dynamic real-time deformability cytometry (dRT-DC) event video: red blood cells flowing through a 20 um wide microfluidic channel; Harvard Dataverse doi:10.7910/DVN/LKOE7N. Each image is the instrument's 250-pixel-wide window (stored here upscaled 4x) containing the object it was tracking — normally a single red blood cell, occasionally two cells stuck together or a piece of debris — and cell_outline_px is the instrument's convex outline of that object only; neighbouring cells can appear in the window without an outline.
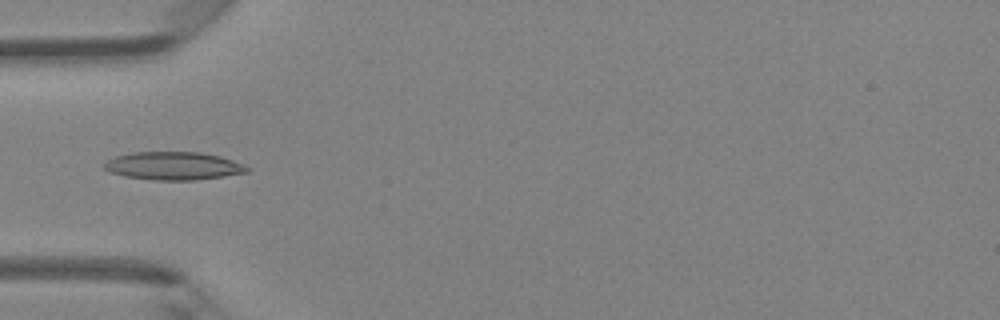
{"species": "Egyptian fruit bat (a non-hibernating species)", "species_latin": "Rousettus aegyptiacus", "temperature_condition": "room temperature", "stored_images_in_passage": 37, "camera_frame_rate_fps": 3000, "um_per_image_px": 0.085, "animal": {"sex": "female"}, "frame": {"image": 1, "passage_image": 5, "time_ms": 1.333, "image_size_px": [1000, 320], "cell_outline_px": [[248, 172], [224, 176], [196, 180], [152, 180], [124, 176], [108, 172], [104, 168], [104, 164], [108, 160], [116, 156], [132, 152], [200, 152], [220, 156], [244, 164], [248, 168]], "centroid_in_image_um": [14.73, 14.1], "position_along_channel_um": 70.3, "area_um2": 23.35}}
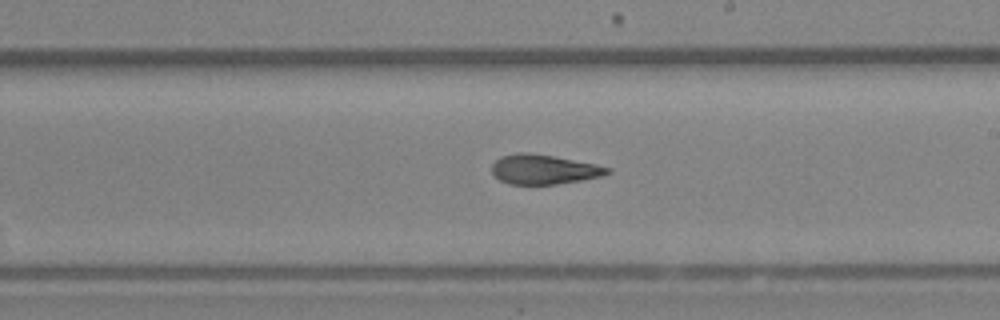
{"frame": {"image": 2, "passage_image": 17, "time_ms": 5.333, "image_size_px": [1000, 320], "cell_outline_px": [[612, 172], [600, 176], [580, 180], [556, 184], [508, 184], [500, 180], [492, 172], [492, 164], [500, 156], [520, 152], [524, 152], [552, 156], [596, 164], [612, 168]], "centroid_in_image_um": [46.22, 14.4], "position_along_channel_um": 242.8, "area_um2": 19.77}}
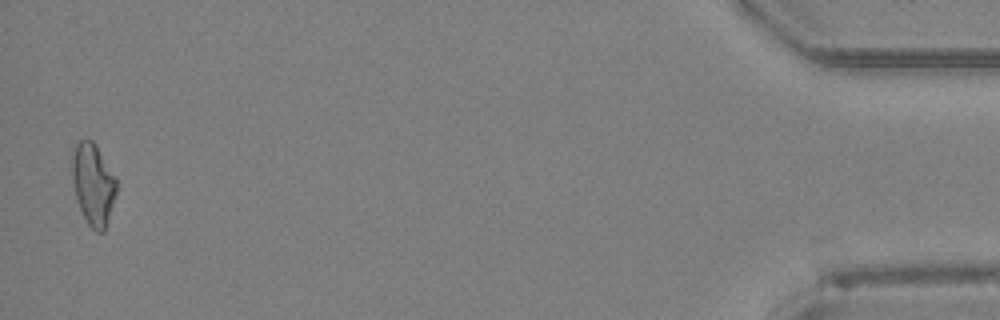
{"frame": {"image": 3, "passage_image": 36, "time_ms": 11.667, "image_size_px": [1000, 320], "cell_outline_px": [[116, 192], [104, 232], [96, 232], [88, 224], [80, 208], [76, 196], [72, 180], [72, 156], [76, 144], [80, 140], [92, 140], [96, 144], [116, 176]], "centroid_in_image_um": [7.92, 15.63], "position_along_channel_um": 427.3, "area_um2": 20.92}, "authors_computed_cell_mechanics": {"area_um2": 20.6346, "velocity_mm_per_s": 4.3095, "shape_relaxation_time_tau1_ms": 7.6732, "shape_relaxation_time_tau2_ms": 2.2572, "deformation_change_tau1": 0.1808, "deformation_change_tau2": 0.1063}}